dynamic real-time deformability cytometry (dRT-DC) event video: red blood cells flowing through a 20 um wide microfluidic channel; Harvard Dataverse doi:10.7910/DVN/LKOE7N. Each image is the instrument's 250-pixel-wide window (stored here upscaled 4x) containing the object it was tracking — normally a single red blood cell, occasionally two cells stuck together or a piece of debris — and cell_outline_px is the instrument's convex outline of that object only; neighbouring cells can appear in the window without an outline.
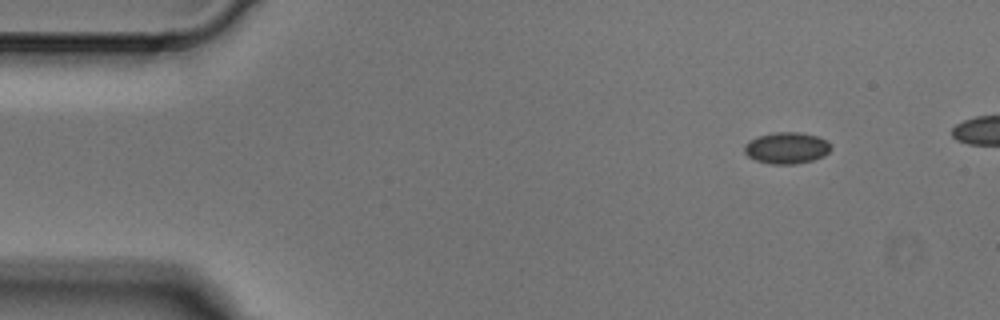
{"species": "Egyptian fruit bat (a non-hibernating species)", "species_latin": "Rousettus aegyptiacus", "temperature_condition": "cold", "stored_images_in_passage": 4, "camera_frame_rate_fps": 3000, "um_per_image_px": 0.085, "animal": {"sex": "male"}, "frame": {"image": 1, "passage_image": 1, "time_ms": 0.0, "image_size_px": [1000, 320], "cell_outline_px": [[832, 148], [824, 156], [812, 160], [796, 164], [772, 164], [756, 160], [748, 156], [744, 152], [744, 144], [748, 140], [760, 136], [776, 132], [796, 132], [816, 136], [828, 140], [832, 144]], "centroid_in_image_um": [66.88, 12.58], "position_along_channel_um": 18.1, "area_um2": 15.9}}